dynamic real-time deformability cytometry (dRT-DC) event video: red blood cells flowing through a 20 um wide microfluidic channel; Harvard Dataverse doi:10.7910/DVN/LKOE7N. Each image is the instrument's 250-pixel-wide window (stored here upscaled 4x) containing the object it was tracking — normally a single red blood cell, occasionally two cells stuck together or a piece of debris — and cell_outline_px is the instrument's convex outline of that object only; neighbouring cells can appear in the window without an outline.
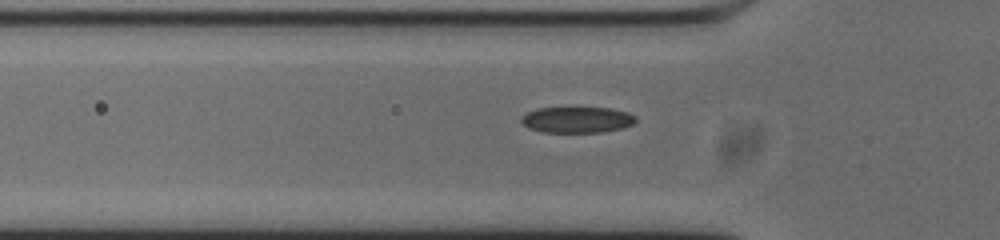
{"species": "common noctule bat (a hibernating species)", "species_latin": "Nyctalus noctula", "temperature_condition": "cold", "stored_images_in_passage": 38, "camera_frame_rate_fps": 3000, "um_per_image_px": 0.085, "animal": {"sex": "male", "body_mass_g": 20.0, "forearm_length_mm": 53.3}, "frame": {"image": 1, "passage_image": 2, "time_ms": 0.333, "image_size_px": [1000, 240], "cell_outline_px": [[636, 120], [632, 124], [624, 128], [600, 132], [544, 132], [528, 128], [520, 120], [520, 116], [536, 108], [572, 104], [612, 108], [628, 112], [636, 116]], "centroid_in_image_um": [49.03, 10.11], "position_along_channel_um": 76.8, "area_um2": 18.5}}
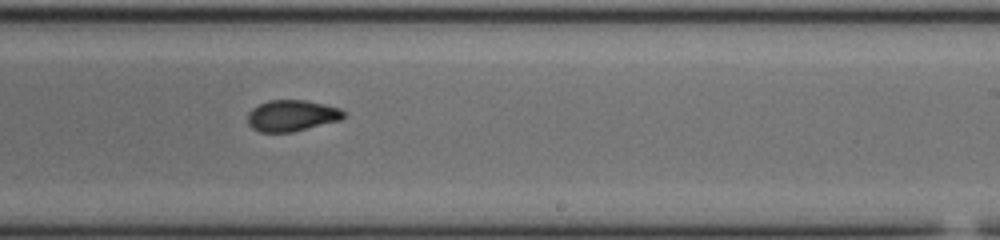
{"frame": {"image": 2, "passage_image": 17, "time_ms": 5.333, "image_size_px": [1000, 240], "cell_outline_px": [[344, 116], [340, 120], [292, 132], [260, 132], [252, 128], [248, 124], [248, 112], [252, 108], [268, 100], [304, 100], [324, 104], [340, 108], [344, 112]], "centroid_in_image_um": [24.78, 9.83], "position_along_channel_um": 264.2, "area_um2": 17.4}}
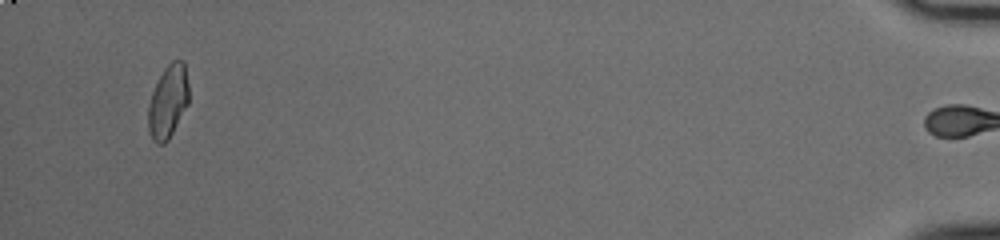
{"frame": {"image": 3, "passage_image": 37, "time_ms": 12.0, "image_size_px": [1000, 240], "cell_outline_px": [[188, 104], [168, 140], [164, 144], [156, 144], [152, 140], [148, 128], [148, 104], [152, 92], [164, 68], [172, 60], [184, 60], [188, 84]], "centroid_in_image_um": [14.27, 8.64], "position_along_channel_um": 420.9, "area_um2": 17.28}, "authors_computed_cell_mechanics": {"area_um2": 17.4845, "velocity_mm_per_s": 3.7441, "shape_relaxation_time_tau1_ms": 7.7928, "shape_relaxation_time_tau2_ms": 1.7009, "deformation_change_tau1": 0.1666, "deformation_change_tau2": 0.0623}}